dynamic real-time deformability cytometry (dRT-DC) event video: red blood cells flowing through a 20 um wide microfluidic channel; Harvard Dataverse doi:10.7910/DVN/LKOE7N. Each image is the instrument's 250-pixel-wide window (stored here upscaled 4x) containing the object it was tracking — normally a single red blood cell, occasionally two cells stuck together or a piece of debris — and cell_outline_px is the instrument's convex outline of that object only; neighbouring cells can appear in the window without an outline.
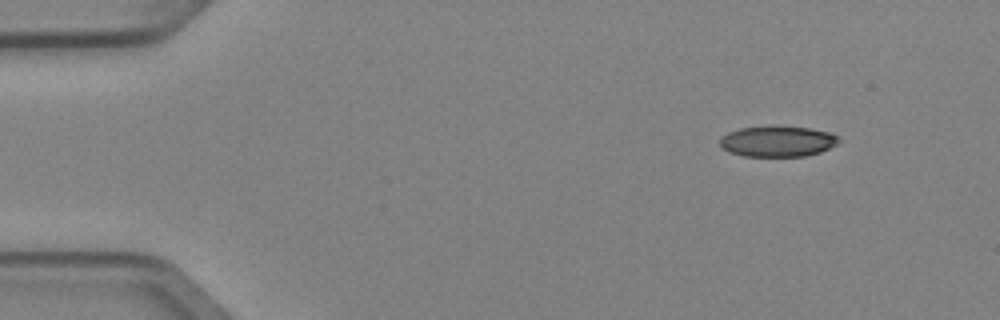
{"species": "Egyptian fruit bat (a non-hibernating species)", "species_latin": "Rousettus aegyptiacus", "temperature_condition": "cold", "stored_images_in_passage": 5, "camera_frame_rate_fps": 3000, "um_per_image_px": 0.085, "animal": {"sex": "female"}, "frame": {"image": 1, "passage_image": 1, "time_ms": 0.0, "image_size_px": [1000, 320], "cell_outline_px": [[840, 140], [836, 144], [820, 152], [804, 156], [744, 156], [728, 152], [720, 148], [720, 136], [728, 132], [740, 128], [776, 124], [808, 128], [828, 132], [840, 136]], "centroid_in_image_um": [66.05, 11.99], "position_along_channel_um": 19.0, "area_um2": 21.79}}
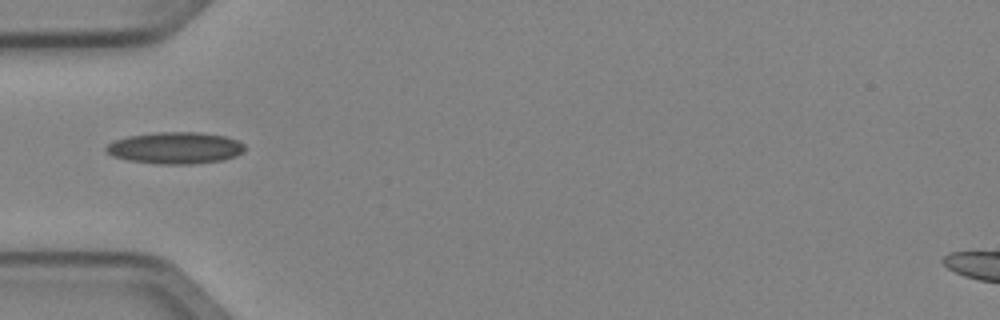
{"frame": {"image": 2, "passage_image": 4, "time_ms": 1.0, "image_size_px": [1000, 320], "cell_outline_px": [[244, 152], [236, 156], [224, 160], [192, 164], [160, 164], [128, 160], [112, 156], [104, 148], [112, 140], [128, 136], [152, 132], [200, 132], [228, 136], [244, 144]], "centroid_in_image_um": [14.91, 12.56], "position_along_channel_um": 70.1, "area_um2": 25.89}}
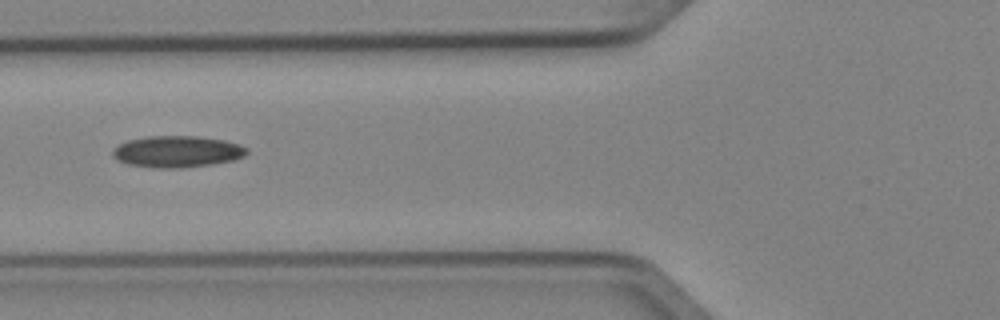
{"frame": {"image": 3, "passage_image": 5, "time_ms": 1.333, "image_size_px": [1000, 320], "cell_outline_px": [[248, 152], [244, 156], [232, 160], [212, 164], [180, 168], [152, 168], [128, 164], [112, 156], [112, 148], [128, 140], [148, 136], [196, 136], [224, 140], [240, 144], [248, 148]], "centroid_in_image_um": [15.06, 12.88], "position_along_channel_um": 110.7, "area_um2": 24.68}}